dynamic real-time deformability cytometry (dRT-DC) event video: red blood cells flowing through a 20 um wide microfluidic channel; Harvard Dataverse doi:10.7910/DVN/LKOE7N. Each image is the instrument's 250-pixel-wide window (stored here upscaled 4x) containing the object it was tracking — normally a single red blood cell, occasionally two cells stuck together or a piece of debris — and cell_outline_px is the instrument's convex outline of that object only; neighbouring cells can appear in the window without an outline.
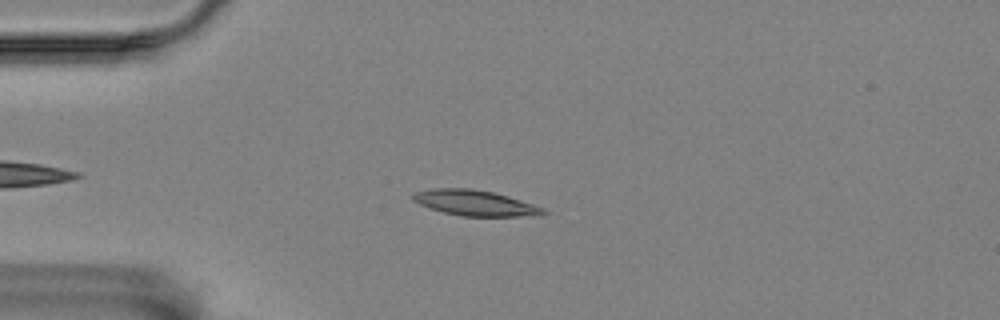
{"species": "Egyptian fruit bat (a non-hibernating species)", "species_latin": "Rousettus aegyptiacus", "temperature_condition": "room temperature", "stored_images_in_passage": 44, "camera_frame_rate_fps": 3000, "um_per_image_px": 0.085, "animal": {"sex": "female"}, "frame": {"image": 1, "passage_image": 2, "time_ms": 0.333, "image_size_px": [1000, 320], "cell_outline_px": [[548, 212], [540, 216], [460, 216], [428, 208], [412, 200], [412, 192], [432, 188], [472, 188], [492, 192], [508, 196], [544, 208]], "centroid_in_image_um": [40.36, 17.25], "position_along_channel_um": 44.6, "area_um2": 19.54}}
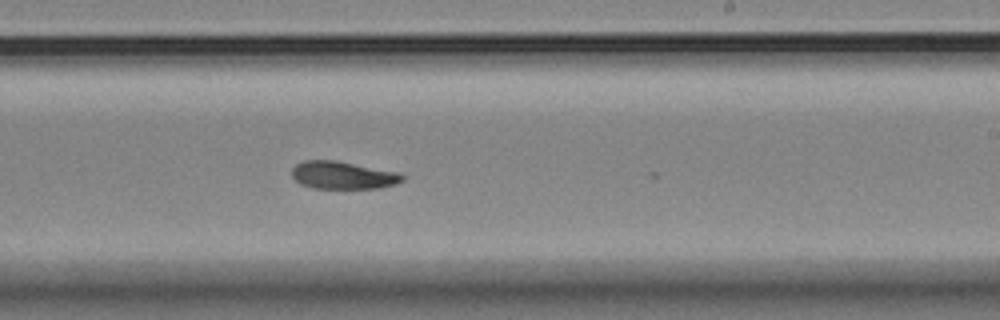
{"frame": {"image": 2, "passage_image": 22, "time_ms": 7.0, "image_size_px": [1000, 320], "cell_outline_px": [[404, 180], [396, 184], [380, 188], [312, 188], [300, 184], [292, 176], [292, 168], [296, 164], [304, 160], [336, 160], [400, 172], [404, 176]], "centroid_in_image_um": [29.16, 14.89], "position_along_channel_um": 259.8, "area_um2": 17.98}}
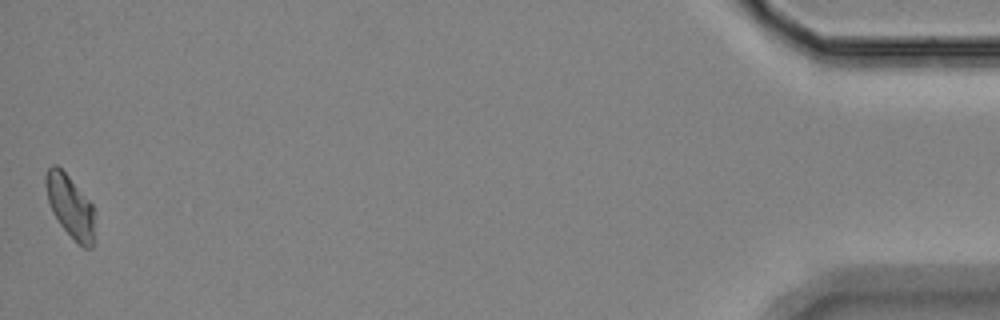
{"frame": {"image": 3, "passage_image": 44, "time_ms": 14.333, "image_size_px": [1000, 320], "cell_outline_px": [[92, 248], [84, 248], [60, 224], [52, 212], [48, 200], [44, 184], [44, 176], [48, 168], [52, 164], [56, 164], [68, 176], [92, 204]], "centroid_in_image_um": [5.9, 17.47], "position_along_channel_um": 429.3, "area_um2": 17.17}, "authors_computed_cell_mechanics": {"area_um2": 18.3804, "velocity_mm_per_s": 3.5253, "shape_relaxation_time_tau1_ms": 4.4579, "shape_relaxation_time_tau2_ms": null, "deformation_change_tau1": 0.1283, "deformation_change_tau2": null}}